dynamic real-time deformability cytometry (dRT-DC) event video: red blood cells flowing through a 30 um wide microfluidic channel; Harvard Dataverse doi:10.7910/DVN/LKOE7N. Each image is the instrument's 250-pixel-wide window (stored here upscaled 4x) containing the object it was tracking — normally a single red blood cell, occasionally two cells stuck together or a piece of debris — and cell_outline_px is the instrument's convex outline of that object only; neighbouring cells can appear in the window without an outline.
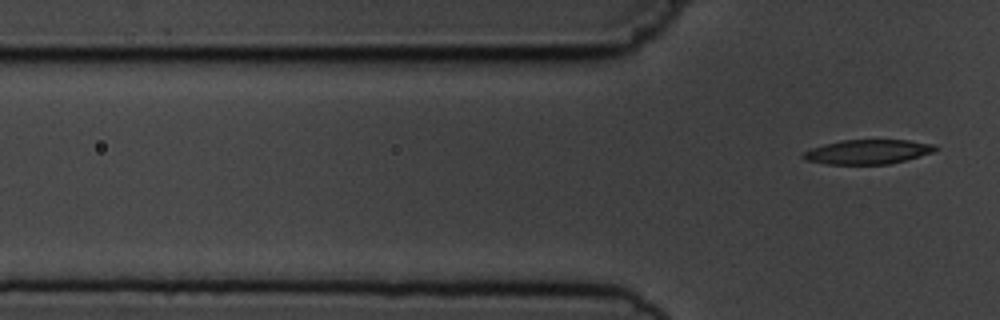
{"species": "common noctule bat (a hibernating species)", "species_latin": "Nyctalus noctula", "temperature_condition": "cold", "stored_images_in_passage": 7, "camera_frame_rate_fps": 3000, "um_per_image_px": 0.085, "animal": {"sex": "male", "body_mass_g": 19.5, "forearm_length_mm": 54.6}, "frame": {"image": 1, "passage_image": 7, "time_ms": 7.667, "image_size_px": [1000, 320], "cell_outline_px": [[940, 148], [932, 152], [904, 160], [888, 164], [828, 164], [804, 160], [800, 156], [804, 152], [812, 148], [824, 144], [840, 140], [908, 140], [936, 144]], "centroid_in_image_um": [73.75, 12.9], "position_along_channel_um": 52.0, "area_um2": 18.79}}